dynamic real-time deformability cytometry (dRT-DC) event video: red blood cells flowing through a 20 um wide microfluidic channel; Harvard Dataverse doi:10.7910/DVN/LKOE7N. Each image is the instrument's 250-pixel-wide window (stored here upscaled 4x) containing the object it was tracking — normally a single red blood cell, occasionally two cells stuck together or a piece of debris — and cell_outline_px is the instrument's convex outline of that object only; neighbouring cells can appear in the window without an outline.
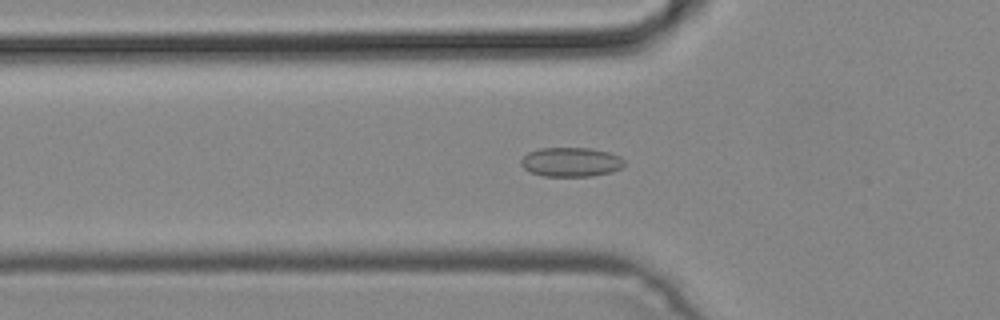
{"species": "common noctule bat (a hibernating species)", "species_latin": "Nyctalus noctula", "temperature_condition": "cold", "stored_images_in_passage": 48, "camera_frame_rate_fps": 3000, "um_per_image_px": 0.085, "animal": {"sex": "male", "body_mass_g": 19.2, "forearm_length_mm": 51.8}, "frame": {"image": 1, "passage_image": 16, "time_ms": 5.0, "image_size_px": [1000, 320], "cell_outline_px": [[624, 168], [612, 172], [592, 176], [544, 176], [528, 172], [520, 164], [520, 160], [528, 152], [540, 148], [592, 148], [608, 152], [620, 156], [624, 160]], "centroid_in_image_um": [48.54, 13.78], "position_along_channel_um": 77.3, "area_um2": 17.86}}
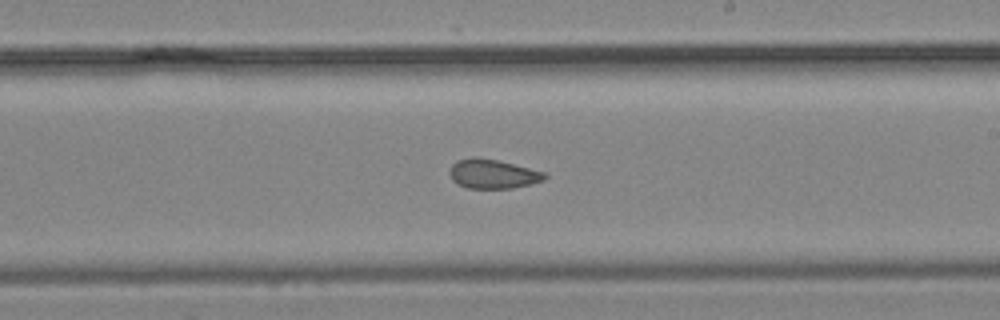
{"frame": {"image": 2, "passage_image": 28, "time_ms": 9.0, "image_size_px": [1000, 320], "cell_outline_px": [[548, 176], [544, 180], [512, 188], [468, 188], [452, 180], [448, 172], [452, 164], [456, 160], [472, 156], [476, 156], [500, 160], [544, 172]], "centroid_in_image_um": [41.85, 14.75], "position_along_channel_um": 247.1, "area_um2": 16.3}}
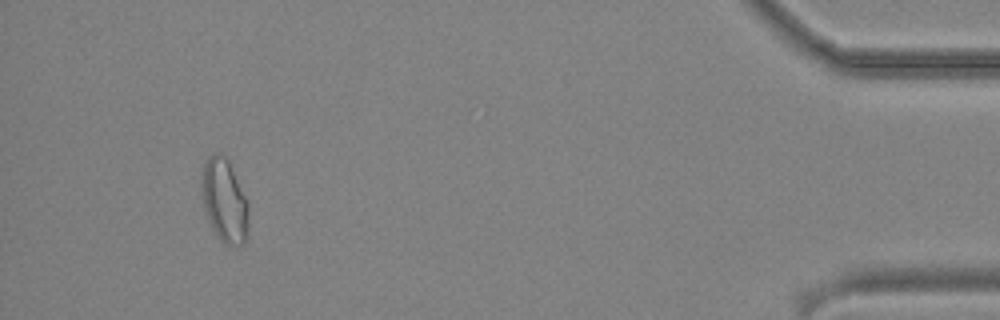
{"frame": {"image": 3, "passage_image": 45, "time_ms": 14.667, "image_size_px": [1000, 320], "cell_outline_px": [[248, 236], [244, 244], [224, 244], [220, 240], [208, 220], [204, 208], [200, 184], [204, 164], [208, 156], [216, 152], [220, 152], [228, 160], [248, 200]], "centroid_in_image_um": [19.08, 17.04], "position_along_channel_um": 416.1, "area_um2": 23.0}}